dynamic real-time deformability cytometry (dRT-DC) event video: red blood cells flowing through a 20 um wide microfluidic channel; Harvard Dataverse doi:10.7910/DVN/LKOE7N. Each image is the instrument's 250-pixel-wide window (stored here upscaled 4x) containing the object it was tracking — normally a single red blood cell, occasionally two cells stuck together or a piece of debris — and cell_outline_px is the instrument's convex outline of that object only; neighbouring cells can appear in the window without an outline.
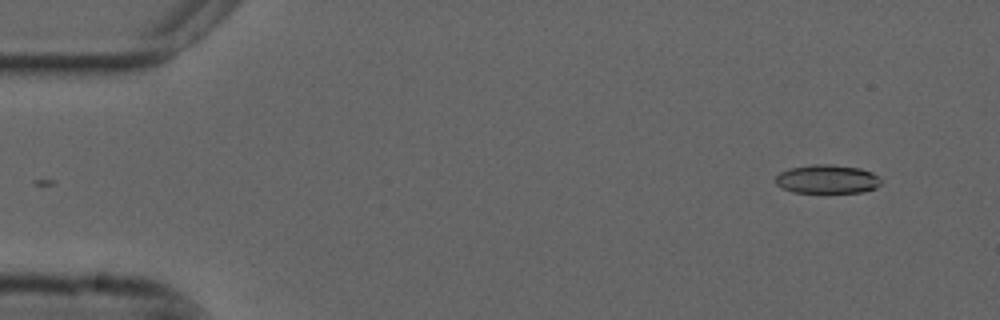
{"species": "common noctule bat (a hibernating species)", "species_latin": "Nyctalus noctula", "temperature_condition": "cold", "stored_images_in_passage": 42, "camera_frame_rate_fps": 3000, "um_per_image_px": 0.085, "animal": {"sex": "male", "forearm_length_mm": 52.5}, "frame": {"image": 1, "passage_image": 1, "time_ms": 0.0, "image_size_px": [1000, 320], "cell_outline_px": [[880, 184], [876, 188], [860, 192], [792, 192], [776, 184], [776, 176], [780, 172], [788, 168], [812, 164], [832, 164], [860, 168], [872, 172], [880, 176]], "centroid_in_image_um": [70.32, 15.21], "position_along_channel_um": 14.7, "area_um2": 17.69}}
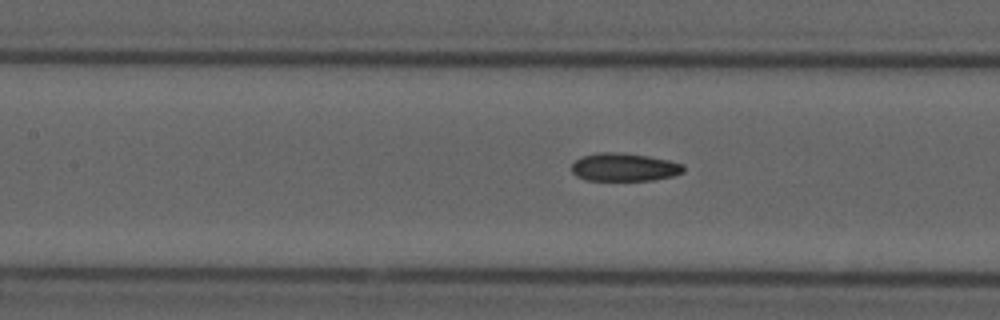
{"frame": {"image": 2, "passage_image": 21, "time_ms": 6.667, "image_size_px": [1000, 320], "cell_outline_px": [[684, 172], [672, 176], [652, 180], [588, 180], [576, 176], [572, 172], [572, 164], [576, 160], [584, 156], [600, 152], [616, 152], [648, 156], [668, 160], [684, 164]], "centroid_in_image_um": [53.07, 14.21], "position_along_channel_um": 154.3, "area_um2": 18.15}}
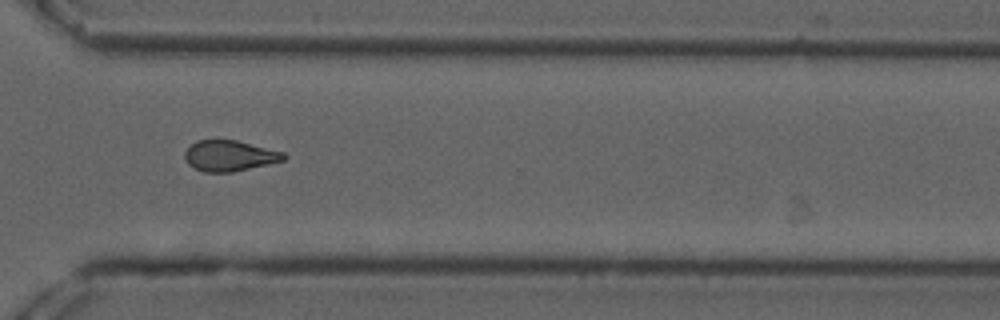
{"frame": {"image": 3, "passage_image": 37, "time_ms": 12.0, "image_size_px": [1000, 320], "cell_outline_px": [[288, 156], [284, 160], [268, 164], [232, 172], [204, 172], [188, 164], [184, 156], [184, 152], [196, 140], [216, 136], [236, 140], [284, 152]], "centroid_in_image_um": [19.48, 13.19], "position_along_channel_um": 351.1, "area_um2": 18.21}}